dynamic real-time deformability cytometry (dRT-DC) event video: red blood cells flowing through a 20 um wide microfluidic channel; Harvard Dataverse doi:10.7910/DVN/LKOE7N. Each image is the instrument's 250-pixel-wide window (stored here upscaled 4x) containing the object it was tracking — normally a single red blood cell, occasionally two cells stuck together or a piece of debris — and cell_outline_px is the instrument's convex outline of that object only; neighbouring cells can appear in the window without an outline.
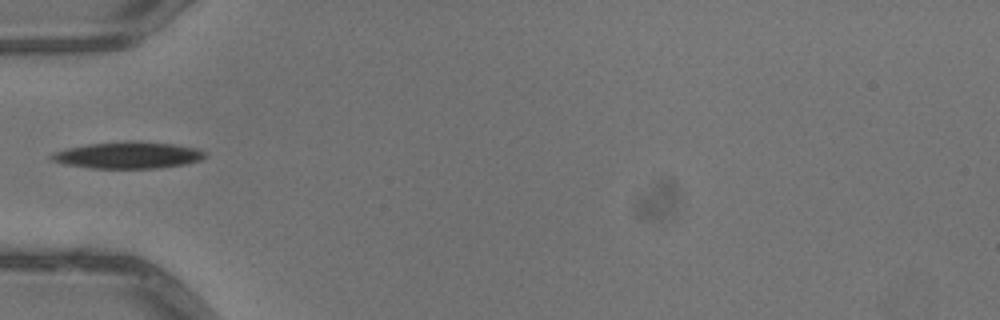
{"species": "common noctule bat (a hibernating species)", "species_latin": "Nyctalus noctula", "temperature_condition": "warm", "stored_images_in_passage": 3, "camera_frame_rate_fps": 3000, "um_per_image_px": 0.085, "animal": {"sex": "male", "body_mass_g": 13.3}, "frame": {"image": 1, "passage_image": 2, "time_ms": 0.333, "image_size_px": [1000, 320], "cell_outline_px": [[208, 156], [200, 160], [184, 164], [160, 168], [92, 168], [64, 164], [52, 160], [48, 156], [56, 152], [68, 148], [88, 144], [132, 140], [136, 140], [176, 144], [200, 148], [208, 152]], "centroid_in_image_um": [10.98, 13.18], "position_along_channel_um": 74.0, "area_um2": 24.16}}
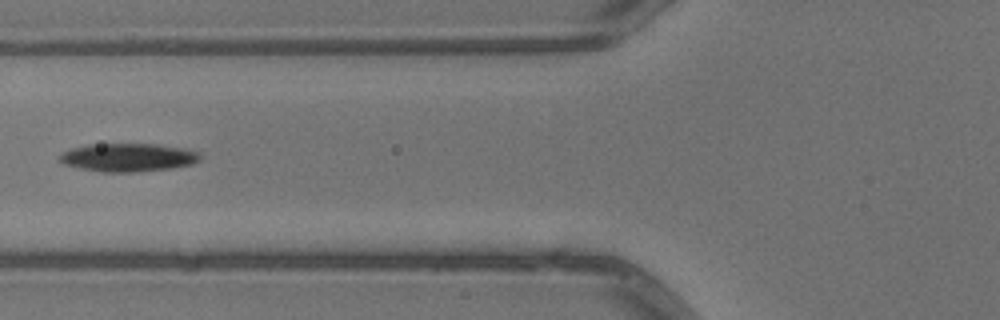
{"frame": {"image": 2, "passage_image": 3, "time_ms": 0.667, "image_size_px": [1000, 320], "cell_outline_px": [[200, 160], [192, 164], [172, 168], [136, 172], [100, 172], [80, 168], [64, 164], [60, 160], [60, 152], [72, 148], [88, 144], [160, 144], [184, 148], [200, 152]], "centroid_in_image_um": [10.9, 13.38], "position_along_channel_um": 114.9, "area_um2": 23.29}}